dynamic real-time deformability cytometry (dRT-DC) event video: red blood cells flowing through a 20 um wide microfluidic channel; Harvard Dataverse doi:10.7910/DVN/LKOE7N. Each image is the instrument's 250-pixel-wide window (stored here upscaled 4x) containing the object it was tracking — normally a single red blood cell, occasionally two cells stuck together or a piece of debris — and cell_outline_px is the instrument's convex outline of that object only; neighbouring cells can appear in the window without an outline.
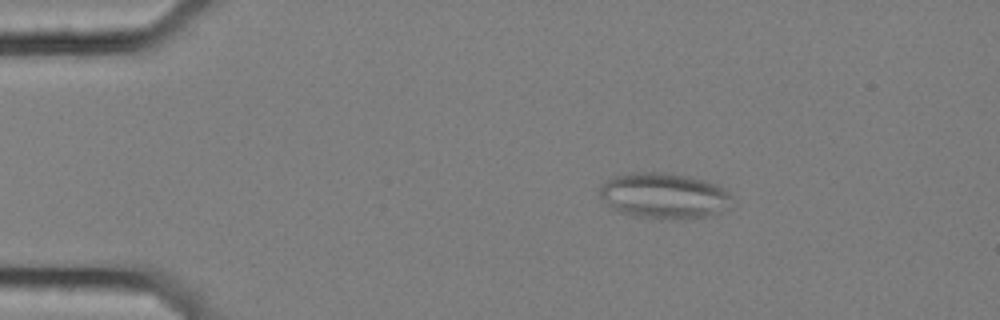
{"species": "common noctule bat (a hibernating species)", "species_latin": "Nyctalus noctula", "temperature_condition": "cold", "stored_images_in_passage": 58, "camera_frame_rate_fps": 3000, "um_per_image_px": 0.085, "animal": {"sex": "female", "body_mass_g": 25.1}, "frame": {"image": 1, "passage_image": 10, "time_ms": 3.0, "image_size_px": [1000, 320], "cell_outline_px": [[736, 200], [732, 208], [720, 212], [704, 216], [660, 220], [632, 216], [620, 212], [612, 208], [600, 196], [600, 188], [612, 176], [632, 172], [660, 172], [688, 176], [704, 180], [716, 184], [724, 188]], "centroid_in_image_um": [56.5, 16.65], "position_along_channel_um": 28.5, "area_um2": 35.6}}
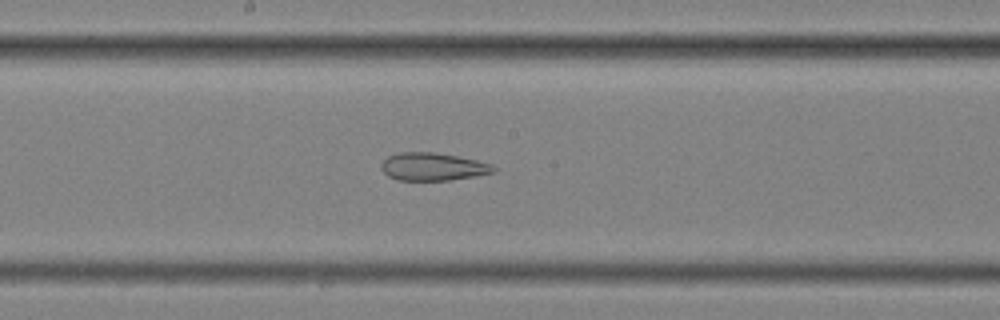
{"frame": {"image": 2, "passage_image": 31, "time_ms": 10.0, "image_size_px": [1000, 320], "cell_outline_px": [[496, 172], [476, 176], [448, 180], [396, 180], [388, 176], [380, 168], [380, 164], [388, 156], [400, 152], [436, 152], [476, 160], [492, 164], [496, 168]], "centroid_in_image_um": [36.79, 14.17], "position_along_channel_um": 211.4, "area_um2": 18.26}}
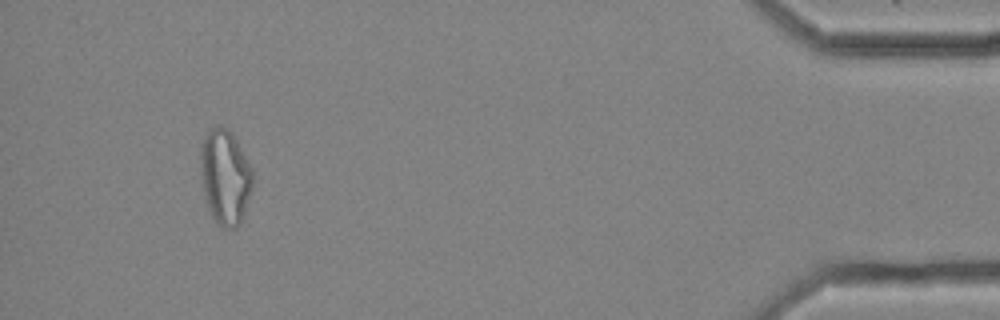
{"frame": {"image": 3, "passage_image": 54, "time_ms": 17.667, "image_size_px": [1000, 320], "cell_outline_px": [[252, 188], [244, 216], [240, 224], [236, 228], [224, 228], [216, 224], [208, 208], [204, 196], [200, 176], [200, 144], [208, 128], [220, 124], [228, 128], [236, 140], [252, 172]], "centroid_in_image_um": [19.09, 15.04], "position_along_channel_um": 416.1, "area_um2": 29.25}, "authors_computed_cell_mechanics": {"area_um2": 26.4146, "velocity_mm_per_s": 3.5122, "shape_relaxation_time_tau1_ms": null, "shape_relaxation_time_tau2_ms": 2.7097, "deformation_change_tau1": null, "deformation_change_tau2": 0.1159}}